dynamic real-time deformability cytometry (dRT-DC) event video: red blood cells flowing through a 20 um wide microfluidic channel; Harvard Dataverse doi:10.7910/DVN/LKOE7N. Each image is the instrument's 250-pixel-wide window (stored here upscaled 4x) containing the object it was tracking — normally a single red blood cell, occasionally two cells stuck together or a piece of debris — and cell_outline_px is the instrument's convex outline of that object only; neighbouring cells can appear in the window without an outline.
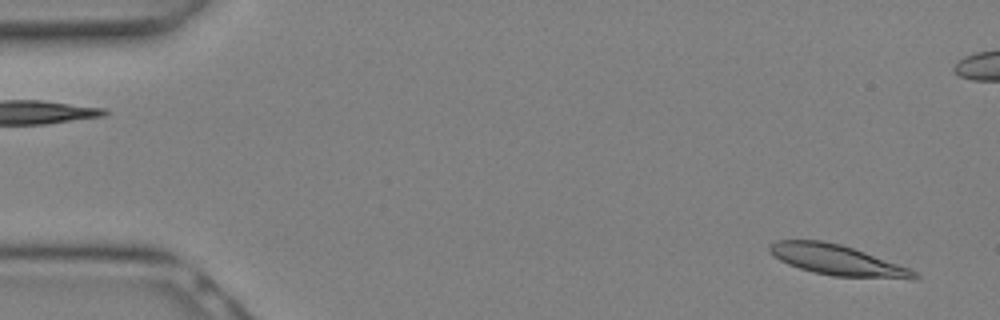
{"species": "Egyptian fruit bat (a non-hibernating species)", "species_latin": "Rousettus aegyptiacus", "temperature_condition": "warm", "stored_images_in_passage": 11, "camera_frame_rate_fps": 3000, "um_per_image_px": 0.085, "animal": {"sex": "female"}, "frame": {"image": 1, "passage_image": 1, "time_ms": 0.0, "image_size_px": [1000, 320], "cell_outline_px": [[920, 276], [916, 280], [912, 280], [832, 276], [812, 272], [788, 264], [780, 260], [768, 248], [776, 240], [820, 240], [840, 244], [864, 252], [908, 268], [916, 272]], "centroid_in_image_um": [71.22, 22.13], "position_along_channel_um": 13.8, "area_um2": 25.49}}
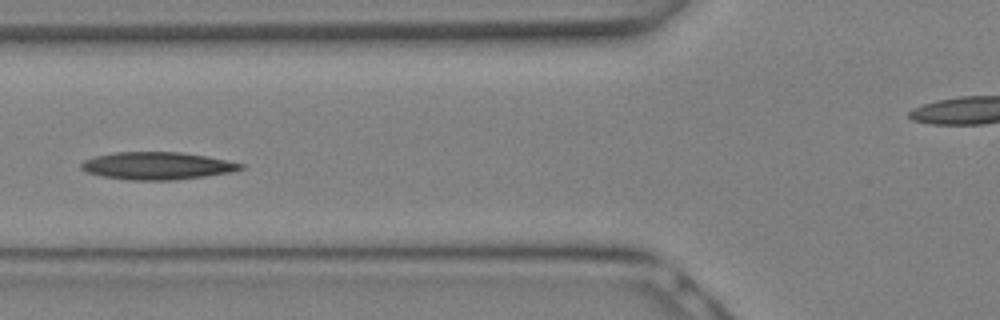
{"frame": {"image": 2, "passage_image": 10, "time_ms": 3.0, "image_size_px": [1000, 320], "cell_outline_px": [[244, 168], [232, 172], [176, 180], [128, 180], [100, 176], [88, 172], [80, 168], [80, 164], [84, 160], [96, 156], [112, 152], [180, 152], [208, 156], [244, 164]], "centroid_in_image_um": [13.35, 14.09], "position_along_channel_um": 112.4, "area_um2": 25.66}}